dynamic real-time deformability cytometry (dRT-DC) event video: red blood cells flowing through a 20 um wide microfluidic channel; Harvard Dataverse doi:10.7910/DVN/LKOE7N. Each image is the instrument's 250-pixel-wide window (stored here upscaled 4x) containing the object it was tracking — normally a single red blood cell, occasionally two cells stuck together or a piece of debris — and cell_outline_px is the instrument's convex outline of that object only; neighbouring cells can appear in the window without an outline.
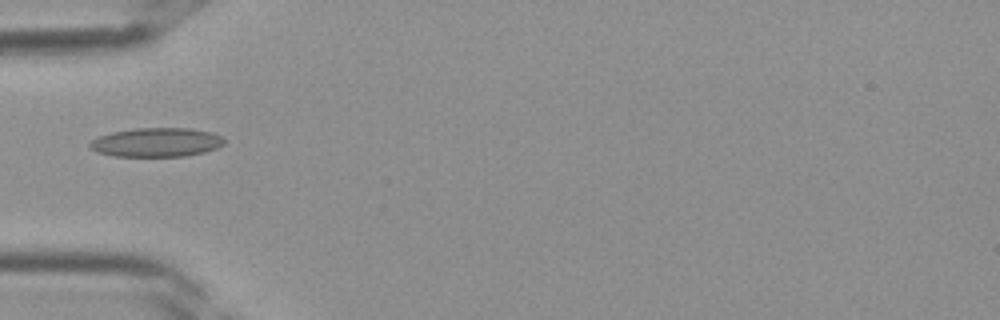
{"species": "Egyptian fruit bat (a non-hibernating species)", "species_latin": "Rousettus aegyptiacus", "temperature_condition": "room temperature", "stored_images_in_passage": 28, "camera_frame_rate_fps": 3000, "um_per_image_px": 0.085, "frame": {"image": 1, "passage_image": 2, "time_ms": 0.333, "image_size_px": [1000, 320], "cell_outline_px": [[224, 144], [216, 148], [204, 152], [184, 156], [112, 156], [96, 152], [88, 144], [92, 140], [100, 136], [112, 132], [136, 128], [192, 128], [212, 132], [220, 136], [224, 140]], "centroid_in_image_um": [13.3, 12.09], "position_along_channel_um": 71.7, "area_um2": 22.66}}
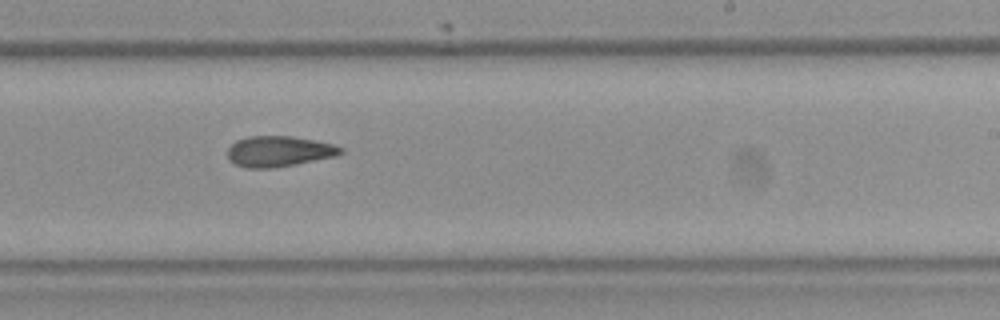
{"frame": {"image": 2, "passage_image": 13, "time_ms": 4.0, "image_size_px": [1000, 320], "cell_outline_px": [[344, 152], [336, 156], [296, 164], [272, 168], [248, 168], [236, 164], [228, 160], [228, 148], [236, 140], [248, 136], [292, 136], [316, 140], [332, 144], [344, 148]], "centroid_in_image_um": [23.72, 12.86], "position_along_channel_um": 265.3, "area_um2": 20.29}}
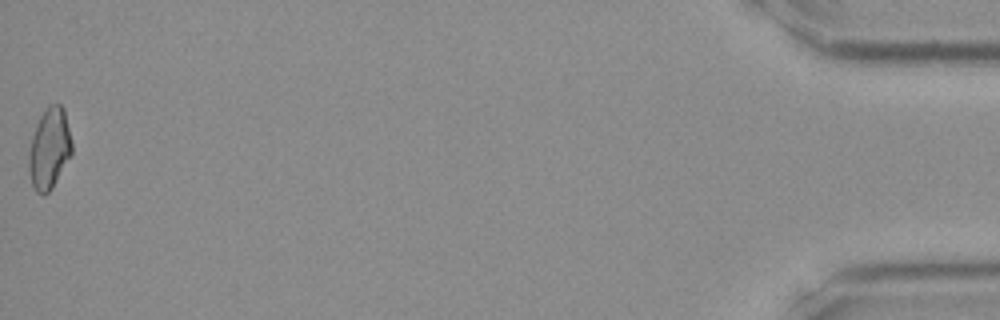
{"frame": {"image": 3, "passage_image": 28, "time_ms": 9.0, "image_size_px": [1000, 320], "cell_outline_px": [[72, 152], [52, 188], [44, 196], [36, 192], [32, 184], [28, 168], [28, 152], [32, 136], [40, 116], [44, 108], [48, 104], [60, 104], [64, 108], [72, 144]], "centroid_in_image_um": [4.18, 12.62], "position_along_channel_um": 431.0, "area_um2": 20.29}}